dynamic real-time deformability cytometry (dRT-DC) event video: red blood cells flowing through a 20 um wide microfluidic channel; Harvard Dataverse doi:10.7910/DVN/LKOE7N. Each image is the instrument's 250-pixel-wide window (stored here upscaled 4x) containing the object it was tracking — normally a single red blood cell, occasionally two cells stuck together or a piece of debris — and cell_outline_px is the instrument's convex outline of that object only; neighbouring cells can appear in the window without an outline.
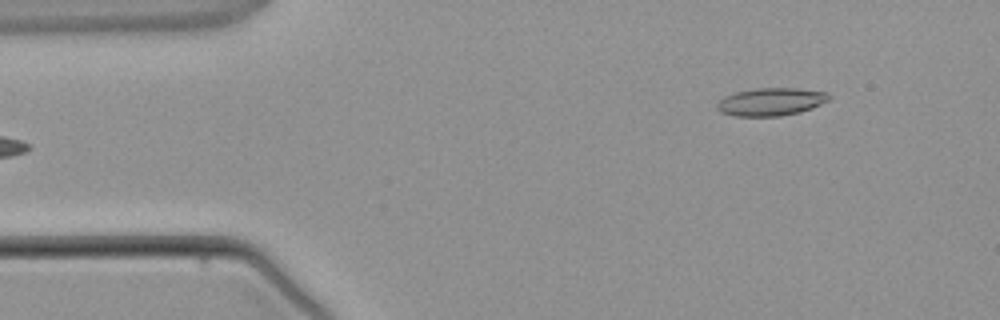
{"species": "common noctule bat (a hibernating species)", "species_latin": "Nyctalus noctula", "temperature_condition": "warm", "stored_images_in_passage": 2, "camera_frame_rate_fps": 3000, "um_per_image_px": 0.085, "animal": {"sex": "male", "body_mass_g": 21.5, "forearm_length_mm": 52.0}, "frame": {"image": 1, "passage_image": 2, "time_ms": 1.333, "image_size_px": [1000, 320], "cell_outline_px": [[832, 96], [828, 100], [812, 108], [800, 112], [780, 116], [736, 116], [720, 112], [716, 108], [716, 104], [724, 96], [736, 92], [756, 88], [796, 88], [828, 92]], "centroid_in_image_um": [65.53, 8.65], "position_along_channel_um": 19.5, "area_um2": 18.21}}